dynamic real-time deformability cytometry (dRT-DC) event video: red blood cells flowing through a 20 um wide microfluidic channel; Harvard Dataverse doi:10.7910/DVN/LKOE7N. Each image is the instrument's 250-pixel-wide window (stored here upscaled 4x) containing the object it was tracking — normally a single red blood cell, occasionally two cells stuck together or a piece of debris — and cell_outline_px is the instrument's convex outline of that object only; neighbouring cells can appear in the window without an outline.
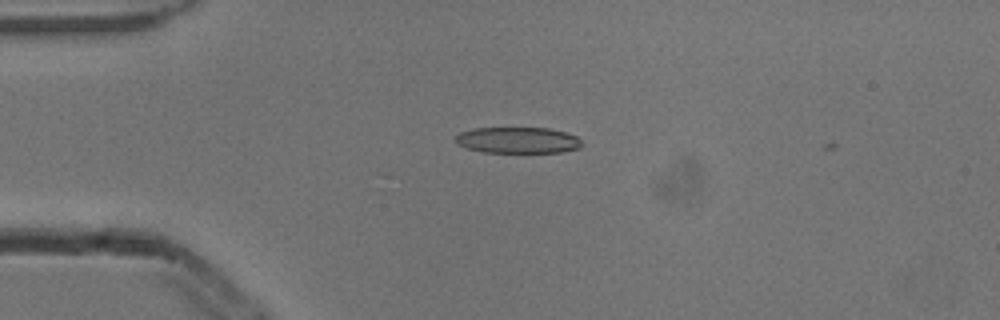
{"species": "common noctule bat (a hibernating species)", "species_latin": "Nyctalus noctula", "temperature_condition": "cold", "stored_images_in_passage": 2, "camera_frame_rate_fps": 3000, "um_per_image_px": 0.085, "animal": {"sex": "male", "body_mass_g": 13.3}, "frame": {"image": 1, "passage_image": 1, "time_ms": 0.0, "image_size_px": [1000, 320], "cell_outline_px": [[580, 148], [560, 152], [484, 152], [468, 148], [456, 144], [456, 136], [460, 132], [472, 128], [548, 128], [564, 132], [576, 136], [580, 140]], "centroid_in_image_um": [43.98, 11.91], "position_along_channel_um": 41.0, "area_um2": 19.07}}